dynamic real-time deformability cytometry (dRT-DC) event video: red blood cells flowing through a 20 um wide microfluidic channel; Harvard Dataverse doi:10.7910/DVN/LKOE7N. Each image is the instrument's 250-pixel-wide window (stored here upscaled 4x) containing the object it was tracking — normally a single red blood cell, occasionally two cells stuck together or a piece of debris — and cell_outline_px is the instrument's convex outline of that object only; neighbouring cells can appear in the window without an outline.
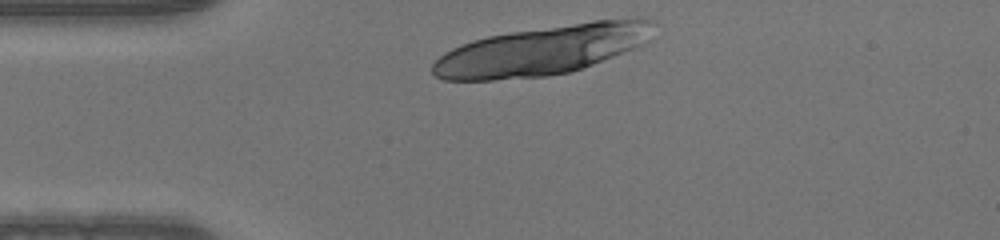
{"species": "human", "species_latin": "Homo sapiens", "temperature_condition": "warm", "stored_images_in_passage": 22, "camera_frame_rate_fps": 3000, "um_per_image_px": 0.085, "donor": {"sex": "male"}, "frame": {"image": 1, "passage_image": 1, "time_ms": 0.0, "image_size_px": [1000, 240], "cell_outline_px": [[656, 20], [648, 40], [644, 44], [592, 64], [568, 72], [548, 76], [492, 80], [444, 80], [436, 76], [432, 72], [432, 64], [444, 52], [452, 48], [472, 40], [488, 36], [512, 32], [592, 20], [640, 16]], "centroid_in_image_um": [46.13, 4.24], "position_along_channel_um": 38.9, "area_um2": 63.75}}
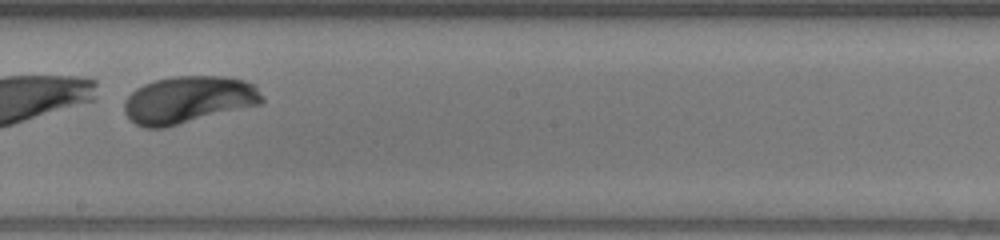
{"frame": {"image": 2, "passage_image": 18, "time_ms": 5.667, "image_size_px": [1000, 240], "cell_outline_px": [[264, 100], [260, 104], [164, 128], [144, 128], [136, 124], [124, 112], [124, 100], [136, 88], [144, 84], [156, 80], [172, 76], [224, 76], [244, 80], [256, 84]], "centroid_in_image_um": [16.02, 8.47], "position_along_channel_um": 232.2, "area_um2": 37.92}}
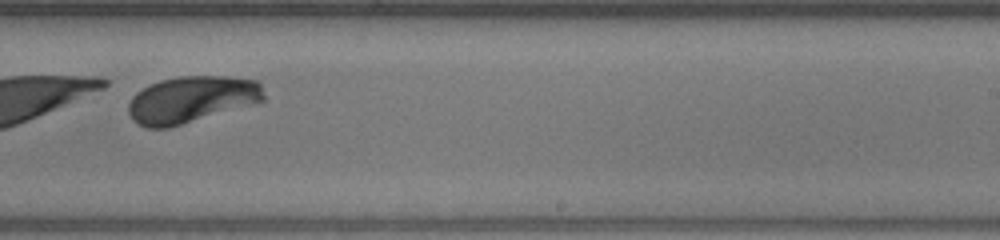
{"frame": {"image": 3, "passage_image": 21, "time_ms": 6.667, "image_size_px": [1000, 240], "cell_outline_px": [[264, 100], [256, 104], [168, 128], [148, 128], [132, 120], [128, 112], [128, 104], [132, 96], [136, 92], [160, 80], [180, 76], [224, 76], [256, 80], [260, 84], [264, 96]], "centroid_in_image_um": [16.28, 8.46], "position_along_channel_um": 272.7, "area_um2": 36.88}}